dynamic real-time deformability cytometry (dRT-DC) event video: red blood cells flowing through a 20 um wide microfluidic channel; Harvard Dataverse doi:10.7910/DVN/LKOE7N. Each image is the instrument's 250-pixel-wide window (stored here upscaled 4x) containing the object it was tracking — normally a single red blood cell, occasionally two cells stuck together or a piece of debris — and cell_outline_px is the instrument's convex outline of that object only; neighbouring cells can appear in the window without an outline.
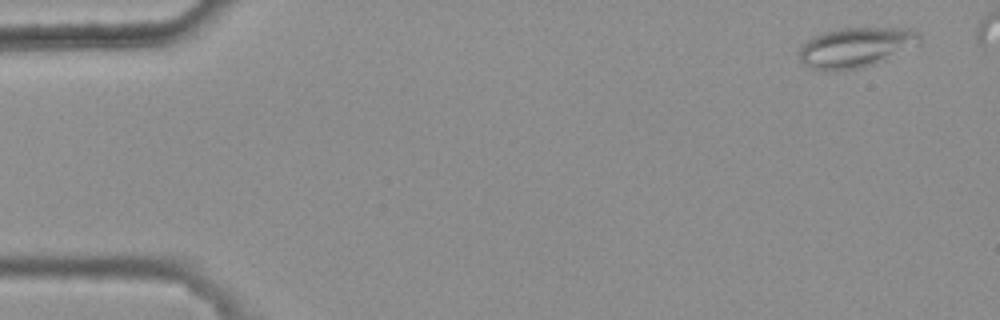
{"species": "common noctule bat (a hibernating species)", "species_latin": "Nyctalus noctula", "temperature_condition": "warm", "stored_images_in_passage": 8, "camera_frame_rate_fps": 3000, "um_per_image_px": 0.085, "animal": {"sex": "female", "body_mass_g": 25.1}, "frame": {"image": 1, "passage_image": 1, "time_ms": 0.0, "image_size_px": [1000, 320], "cell_outline_px": [[920, 44], [888, 60], [864, 68], [832, 72], [824, 72], [808, 68], [800, 60], [800, 48], [812, 36], [824, 32], [840, 28], [908, 28], [920, 32]], "centroid_in_image_um": [72.77, 4.06], "position_along_channel_um": 12.2, "area_um2": 28.84}}
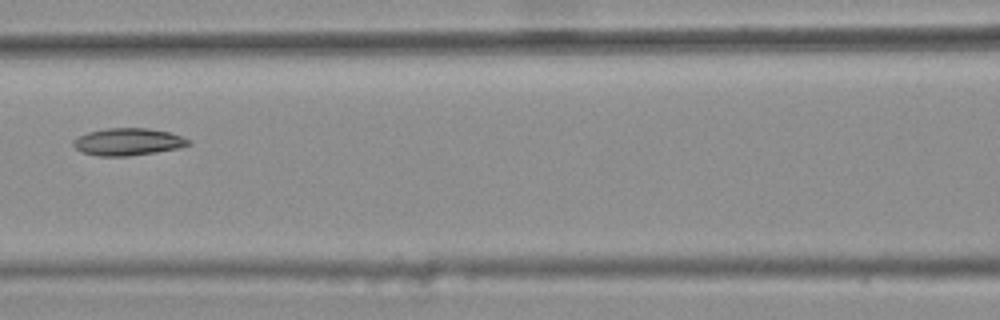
{"frame": {"image": 2, "passage_image": 6, "time_ms": 1.667, "image_size_px": [1000, 320], "cell_outline_px": [[192, 144], [180, 148], [156, 152], [128, 156], [100, 156], [80, 152], [72, 144], [72, 140], [88, 132], [104, 128], [148, 128], [168, 132], [192, 140]], "centroid_in_image_um": [10.89, 12.05], "position_along_channel_um": 155.7, "area_um2": 18.38}}
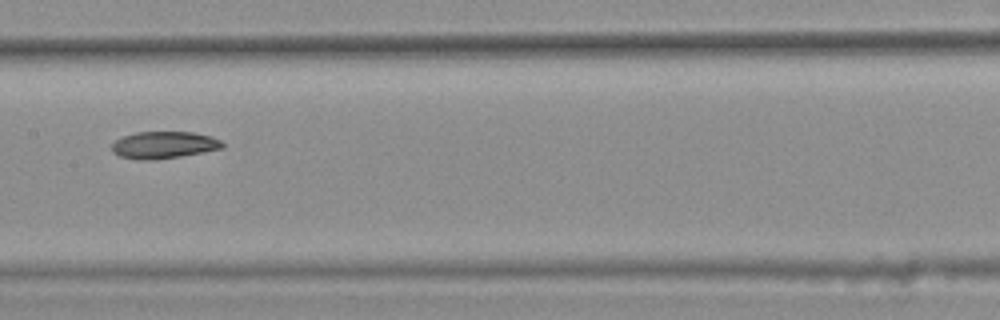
{"frame": {"image": 3, "passage_image": 7, "time_ms": 2.0, "image_size_px": [1000, 320], "cell_outline_px": [[224, 148], [180, 156], [152, 160], [140, 160], [120, 156], [112, 152], [112, 144], [116, 140], [124, 136], [136, 132], [192, 132], [212, 136], [220, 140], [224, 144]], "centroid_in_image_um": [13.93, 12.32], "position_along_channel_um": 193.5, "area_um2": 17.34}}